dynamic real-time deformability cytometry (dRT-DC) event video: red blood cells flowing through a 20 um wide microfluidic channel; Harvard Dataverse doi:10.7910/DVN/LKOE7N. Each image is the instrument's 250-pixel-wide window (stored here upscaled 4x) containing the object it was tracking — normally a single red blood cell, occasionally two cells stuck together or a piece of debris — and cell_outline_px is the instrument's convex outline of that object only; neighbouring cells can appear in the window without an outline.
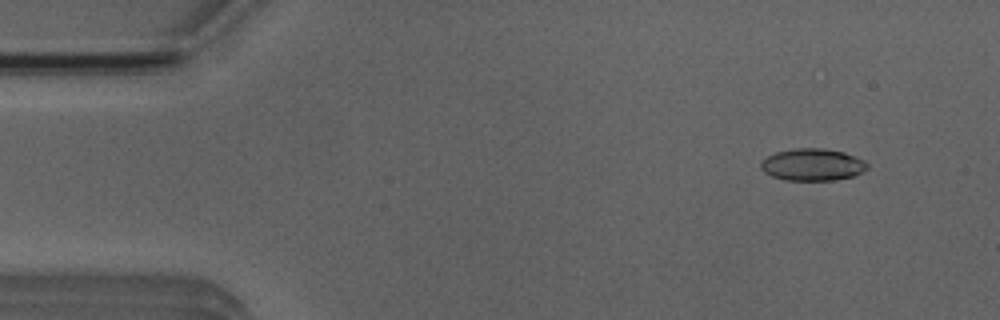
{"species": "Egyptian fruit bat (a non-hibernating species)", "species_latin": "Rousettus aegyptiacus", "temperature_condition": "room temperature", "stored_images_in_passage": 6, "camera_frame_rate_fps": 3000, "um_per_image_px": 0.085, "animal": {"sex": "male"}, "frame": {"image": 1, "passage_image": 2, "time_ms": 1.0, "image_size_px": [1000, 320], "cell_outline_px": [[868, 168], [852, 176], [832, 180], [784, 180], [772, 176], [764, 172], [760, 168], [760, 164], [768, 156], [776, 152], [796, 148], [824, 148], [844, 152], [856, 156], [864, 160], [868, 164]], "centroid_in_image_um": [69.06, 13.99], "position_along_channel_um": 15.9, "area_um2": 19.83}}